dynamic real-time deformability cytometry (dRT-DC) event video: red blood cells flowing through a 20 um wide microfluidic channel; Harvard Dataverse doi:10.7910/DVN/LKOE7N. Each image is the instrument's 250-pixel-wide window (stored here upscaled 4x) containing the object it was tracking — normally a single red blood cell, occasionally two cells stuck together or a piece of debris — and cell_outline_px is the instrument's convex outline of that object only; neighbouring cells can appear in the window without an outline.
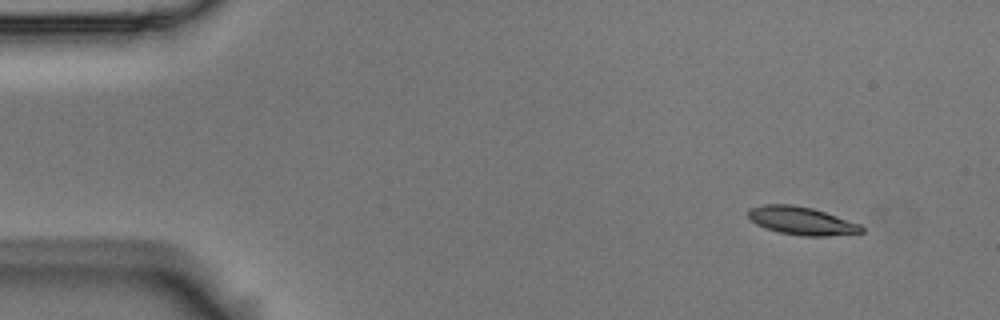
{"species": "Egyptian fruit bat (a non-hibernating species)", "species_latin": "Rousettus aegyptiacus", "temperature_condition": "room temperature", "stored_images_in_passage": 5, "camera_frame_rate_fps": 3000, "um_per_image_px": 0.085, "animal": {"sex": "male"}, "frame": {"image": 1, "passage_image": 1, "time_ms": 0.0, "image_size_px": [1000, 320], "cell_outline_px": [[864, 232], [828, 236], [800, 236], [780, 232], [764, 228], [756, 224], [748, 216], [748, 208], [764, 204], [792, 204], [812, 208], [860, 224], [864, 228]], "centroid_in_image_um": [68.11, 18.77], "position_along_channel_um": 16.9, "area_um2": 18.5}}
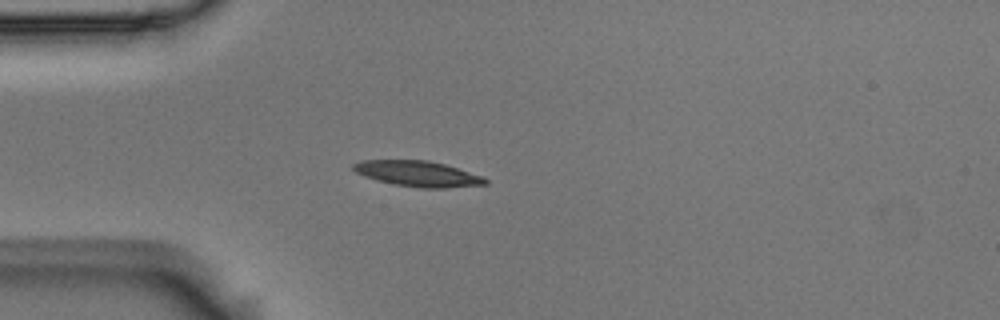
{"frame": {"image": 2, "passage_image": 4, "time_ms": 1.0, "image_size_px": [1000, 320], "cell_outline_px": [[488, 184], [444, 188], [420, 188], [396, 184], [376, 180], [364, 176], [356, 172], [352, 168], [352, 164], [360, 160], [428, 160], [444, 164], [484, 176], [488, 180]], "centroid_in_image_um": [35.52, 14.76], "position_along_channel_um": 49.5, "area_um2": 19.71}}